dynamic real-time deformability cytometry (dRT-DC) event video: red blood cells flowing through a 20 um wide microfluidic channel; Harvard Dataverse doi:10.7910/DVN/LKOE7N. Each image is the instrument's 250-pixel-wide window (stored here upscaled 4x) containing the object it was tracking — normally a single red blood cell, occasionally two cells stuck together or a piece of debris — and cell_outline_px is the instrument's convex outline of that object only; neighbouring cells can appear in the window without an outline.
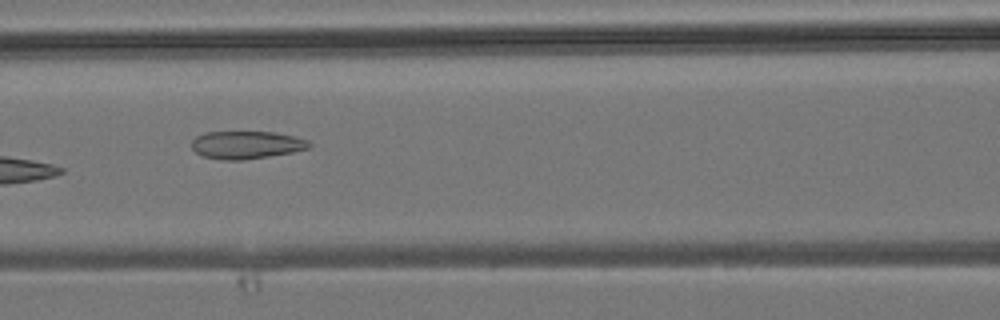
{"species": "common noctule bat (a hibernating species)", "species_latin": "Nyctalus noctula", "temperature_condition": "room temperature", "stored_images_in_passage": 9, "segment_of_instrument_passage": [1, 2], "camera_frame_rate_fps": 3000, "um_per_image_px": 0.085, "animal": {"sex": "male", "body_mass_g": 19.2, "forearm_length_mm": 51.8}, "frame": {"image": 1, "passage_image": 7, "time_ms": 7.0, "image_size_px": [1000, 320], "cell_outline_px": [[312, 148], [292, 152], [268, 156], [240, 160], [224, 160], [204, 156], [196, 152], [192, 148], [192, 140], [196, 136], [204, 132], [272, 132], [296, 136], [308, 140], [312, 144]], "centroid_in_image_um": [20.98, 12.31], "position_along_channel_um": 145.6, "area_um2": 19.02}}
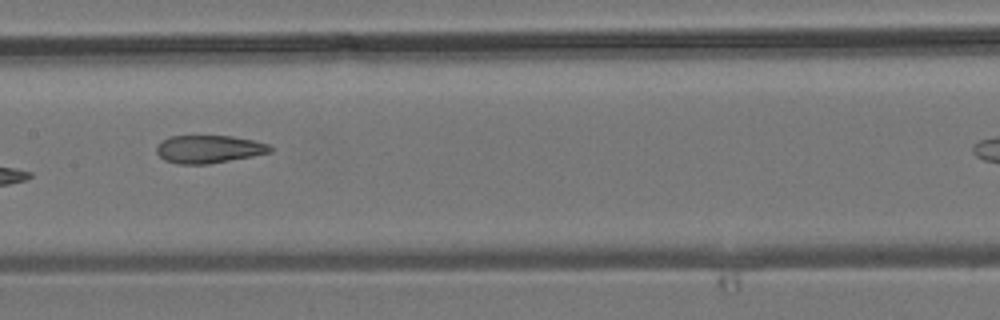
{"frame": {"image": 2, "passage_image": 8, "time_ms": 8.0, "image_size_px": [1000, 320], "cell_outline_px": [[272, 152], [252, 156], [208, 164], [176, 164], [164, 160], [156, 152], [156, 144], [168, 136], [232, 136], [252, 140], [268, 144], [272, 148]], "centroid_in_image_um": [17.7, 12.68], "position_along_channel_um": 189.7, "area_um2": 18.5}}